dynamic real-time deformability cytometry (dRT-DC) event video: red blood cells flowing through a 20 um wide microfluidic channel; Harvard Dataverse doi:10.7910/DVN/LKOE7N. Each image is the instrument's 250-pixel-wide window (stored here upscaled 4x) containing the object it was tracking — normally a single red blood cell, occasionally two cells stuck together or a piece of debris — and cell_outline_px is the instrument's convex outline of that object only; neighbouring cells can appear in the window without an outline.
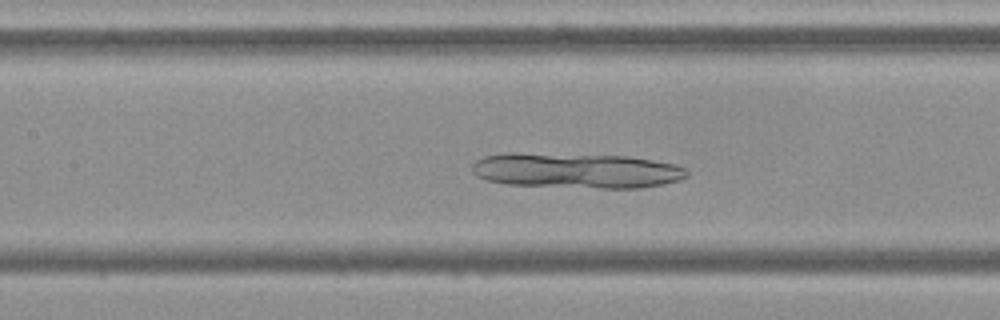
{"species": "Egyptian fruit bat (a non-hibernating species)", "species_latin": "Rousettus aegyptiacus", "temperature_condition": "cold", "stored_images_in_passage": 54, "camera_frame_rate_fps": 3000, "um_per_image_px": 0.085, "frame": {"image": 1, "passage_image": 24, "time_ms": 7.667, "image_size_px": [1000, 320], "cell_outline_px": [[688, 176], [680, 180], [664, 184], [640, 188], [600, 188], [508, 184], [488, 180], [476, 176], [472, 172], [472, 164], [476, 160], [484, 156], [508, 152], [516, 152], [628, 156], [676, 164], [684, 168], [688, 172]], "centroid_in_image_um": [48.99, 14.49], "position_along_channel_um": 158.4, "area_um2": 44.39}}
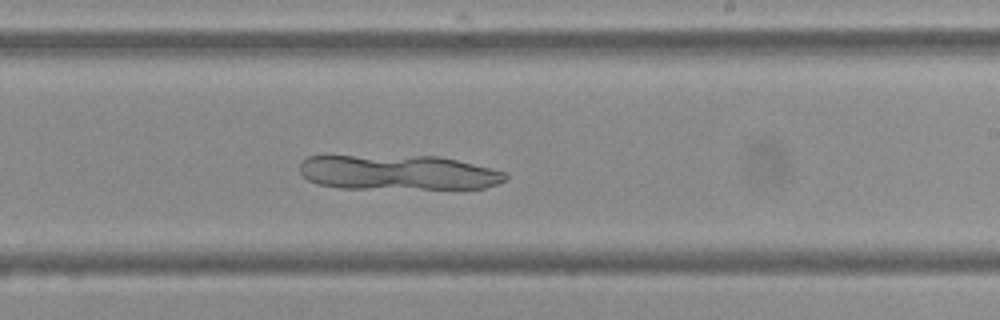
{"frame": {"image": 2, "passage_image": 32, "time_ms": 10.333, "image_size_px": [1000, 320], "cell_outline_px": [[508, 180], [484, 188], [340, 188], [316, 184], [308, 180], [300, 172], [300, 164], [308, 156], [440, 156], [508, 172]], "centroid_in_image_um": [33.87, 14.66], "position_along_channel_um": 255.1, "area_um2": 41.85}}
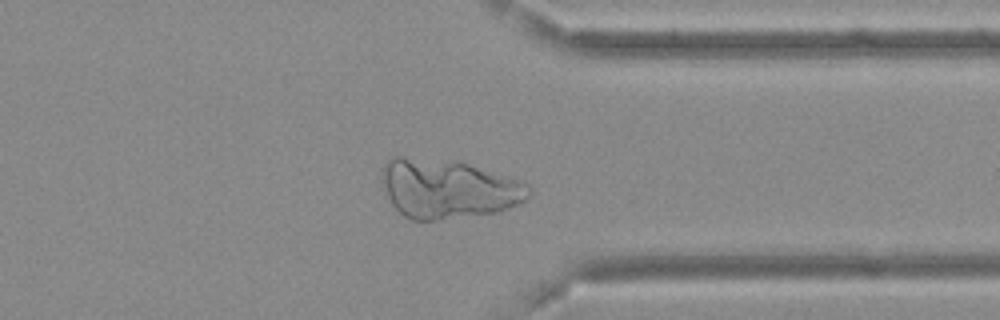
{"frame": {"image": 3, "passage_image": 42, "time_ms": 13.667, "image_size_px": [1000, 320], "cell_outline_px": [[532, 192], [524, 200], [516, 204], [496, 212], [436, 220], [412, 220], [404, 216], [392, 204], [380, 180], [380, 172], [384, 164], [392, 156], [400, 156], [468, 164], [528, 184], [532, 188]], "centroid_in_image_um": [38.02, 16.06], "position_along_channel_um": 373.4, "area_um2": 49.77}}